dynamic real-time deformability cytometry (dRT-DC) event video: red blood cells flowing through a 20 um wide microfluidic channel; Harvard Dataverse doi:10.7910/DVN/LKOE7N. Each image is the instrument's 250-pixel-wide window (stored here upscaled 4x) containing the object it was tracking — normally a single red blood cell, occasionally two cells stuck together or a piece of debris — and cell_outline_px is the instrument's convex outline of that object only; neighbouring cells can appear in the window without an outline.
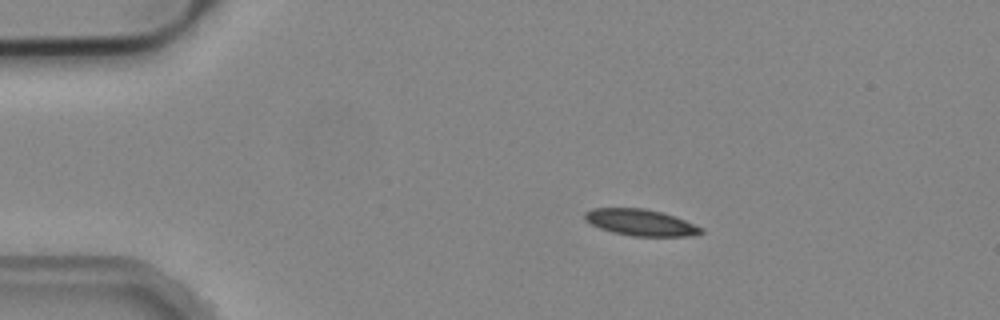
{"species": "common noctule bat (a hibernating species)", "species_latin": "Nyctalus noctula", "temperature_condition": "cold", "stored_images_in_passage": 44, "camera_frame_rate_fps": 3000, "um_per_image_px": 0.085, "animal": {"sex": "male", "body_mass_g": 19.2, "forearm_length_mm": 51.8}, "frame": {"image": 1, "passage_image": 1, "time_ms": 0.0, "image_size_px": [1000, 320], "cell_outline_px": [[704, 232], [688, 236], [632, 236], [612, 232], [600, 228], [584, 220], [584, 212], [592, 208], [644, 208], [660, 212], [684, 220], [704, 228]], "centroid_in_image_um": [54.42, 18.91], "position_along_channel_um": 30.6, "area_um2": 17.8}}
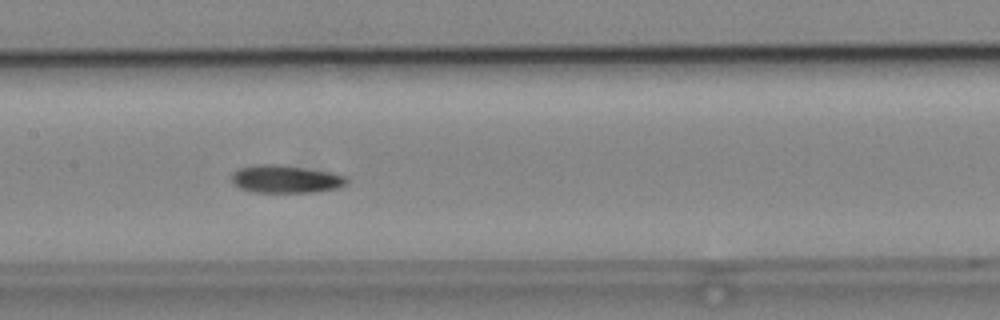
{"frame": {"image": 2, "passage_image": 17, "time_ms": 5.333, "image_size_px": [1000, 320], "cell_outline_px": [[348, 184], [340, 188], [312, 192], [256, 192], [240, 188], [232, 180], [232, 172], [236, 168], [252, 164], [276, 164], [304, 168], [328, 172], [348, 176]], "centroid_in_image_um": [24.29, 15.21], "position_along_channel_um": 183.1, "area_um2": 18.73}}
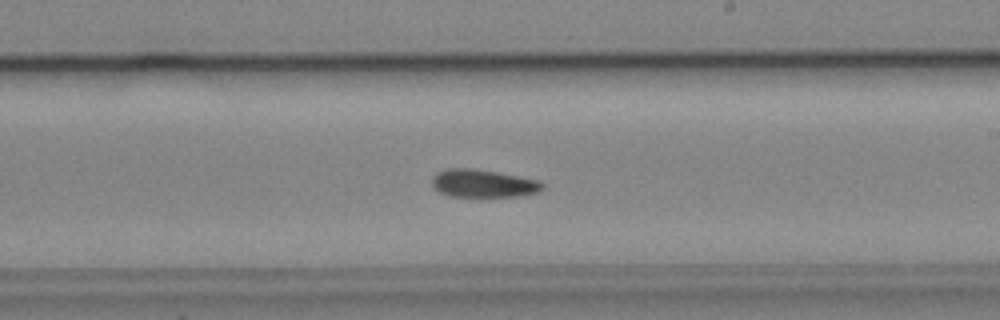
{"frame": {"image": 3, "passage_image": 22, "time_ms": 7.0, "image_size_px": [1000, 320], "cell_outline_px": [[544, 188], [536, 192], [520, 196], [452, 196], [440, 192], [432, 184], [432, 176], [436, 172], [444, 168], [476, 168], [536, 180], [544, 184]], "centroid_in_image_um": [41.02, 15.57], "position_along_channel_um": 248.0, "area_um2": 17.74}}